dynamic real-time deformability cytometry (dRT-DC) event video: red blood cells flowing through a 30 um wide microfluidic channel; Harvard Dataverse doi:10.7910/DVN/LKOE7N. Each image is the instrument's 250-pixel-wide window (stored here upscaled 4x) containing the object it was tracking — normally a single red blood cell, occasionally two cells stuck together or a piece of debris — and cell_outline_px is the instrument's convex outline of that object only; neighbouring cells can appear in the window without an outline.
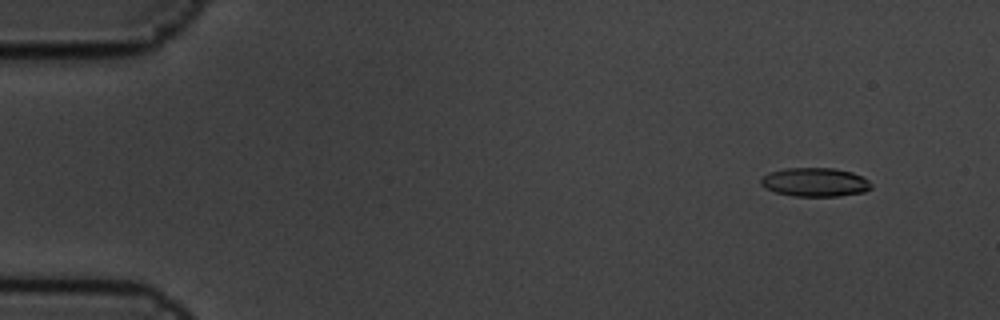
{"species": "common noctule bat (a hibernating species)", "species_latin": "Nyctalus noctula", "temperature_condition": "cold", "stored_images_in_passage": 6, "camera_frame_rate_fps": 3000, "um_per_image_px": 0.085, "animal": {"sex": "male", "body_mass_g": 19.5, "forearm_length_mm": 54.6}, "frame": {"image": 1, "passage_image": 2, "time_ms": 0.333, "image_size_px": [1000, 320], "cell_outline_px": [[872, 188], [864, 192], [840, 196], [792, 196], [776, 192], [764, 188], [760, 184], [760, 180], [768, 172], [784, 168], [832, 168], [852, 172], [868, 180], [872, 184]], "centroid_in_image_um": [69.26, 15.49], "position_along_channel_um": 15.7, "area_um2": 18.61}}